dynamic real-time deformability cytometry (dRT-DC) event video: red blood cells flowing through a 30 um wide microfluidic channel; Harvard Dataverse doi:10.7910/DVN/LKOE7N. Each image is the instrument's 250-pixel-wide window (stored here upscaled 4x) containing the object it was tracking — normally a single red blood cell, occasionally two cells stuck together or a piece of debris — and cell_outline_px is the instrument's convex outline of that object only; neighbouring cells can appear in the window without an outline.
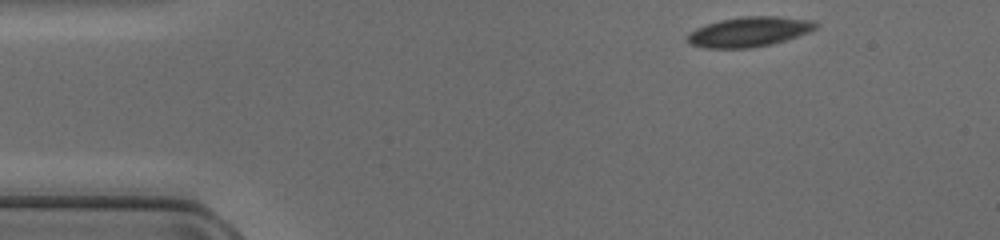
{"species": "common noctule bat (a hibernating species)", "species_latin": "Nyctalus noctula", "temperature_condition": "cold", "stored_images_in_passage": 43, "camera_frame_rate_fps": 3000, "um_per_image_px": 0.085, "animal": {"sex": "female", "body_mass_g": 17.0, "forearm_length_mm": 48.0}, "frame": {"image": 1, "passage_image": 1, "time_ms": 0.0, "image_size_px": [1000, 240], "cell_outline_px": [[820, 24], [816, 28], [808, 32], [772, 44], [748, 48], [704, 48], [692, 44], [688, 40], [688, 32], [696, 28], [720, 20], [740, 16], [776, 16], [816, 20]], "centroid_in_image_um": [63.71, 2.69], "position_along_channel_um": 21.3, "area_um2": 22.31}}
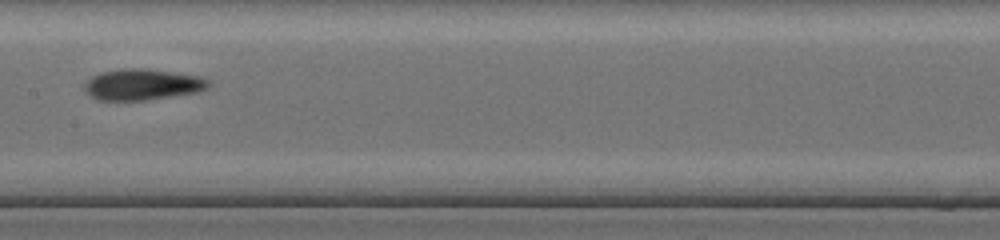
{"frame": {"image": 2, "passage_image": 19, "time_ms": 6.0, "image_size_px": [1000, 240], "cell_outline_px": [[212, 84], [208, 88], [196, 92], [144, 100], [100, 100], [84, 92], [84, 84], [92, 76], [100, 72], [120, 68], [144, 68], [200, 76], [208, 80]], "centroid_in_image_um": [12.08, 7.17], "position_along_channel_um": 195.3, "area_um2": 22.43}}
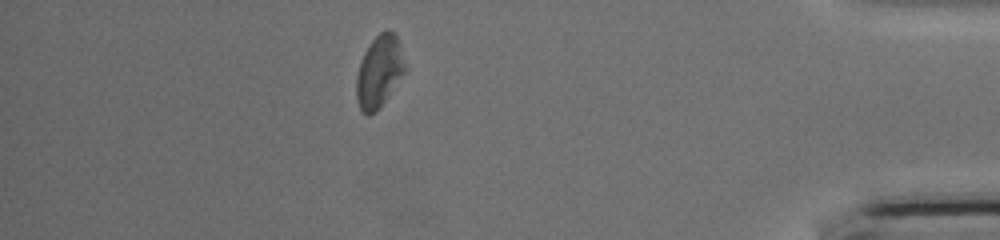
{"frame": {"image": 3, "passage_image": 37, "time_ms": 12.0, "image_size_px": [1000, 240], "cell_outline_px": [[408, 68], [380, 108], [376, 112], [368, 116], [360, 108], [356, 100], [356, 76], [364, 52], [372, 40], [380, 32], [388, 28], [396, 36]], "centroid_in_image_um": [32.24, 6.09], "position_along_channel_um": 403.0, "area_um2": 20.52}}